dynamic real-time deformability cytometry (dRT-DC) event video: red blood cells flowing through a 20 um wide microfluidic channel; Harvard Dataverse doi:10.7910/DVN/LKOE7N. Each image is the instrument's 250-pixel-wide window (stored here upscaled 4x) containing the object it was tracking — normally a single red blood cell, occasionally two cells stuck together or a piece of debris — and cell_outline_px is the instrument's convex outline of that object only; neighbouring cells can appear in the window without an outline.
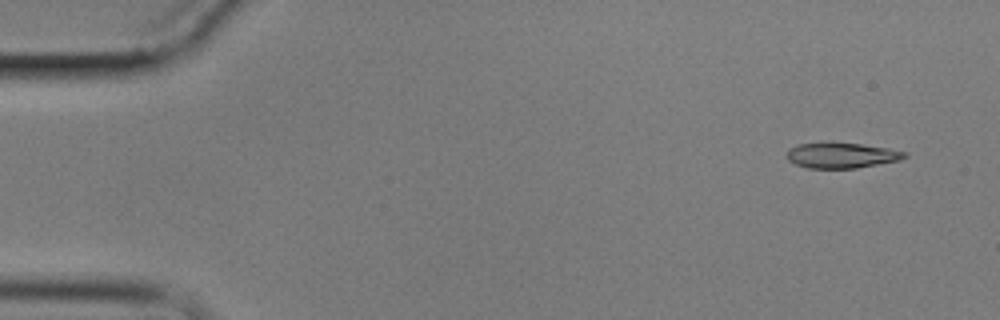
{"species": "common noctule bat (a hibernating species)", "species_latin": "Nyctalus noctula", "temperature_condition": "cold", "stored_images_in_passage": 7, "camera_frame_rate_fps": 3000, "um_per_image_px": 0.085, "animal": {"sex": "male", "body_mass_g": 17.9}, "frame": {"image": 1, "passage_image": 1, "time_ms": 0.0, "image_size_px": [1000, 320], "cell_outline_px": [[908, 156], [900, 160], [856, 168], [808, 168], [796, 164], [788, 160], [784, 156], [788, 148], [796, 144], [820, 140], [860, 144], [888, 148], [908, 152]], "centroid_in_image_um": [71.45, 13.17], "position_along_channel_um": 13.5, "area_um2": 18.15}}
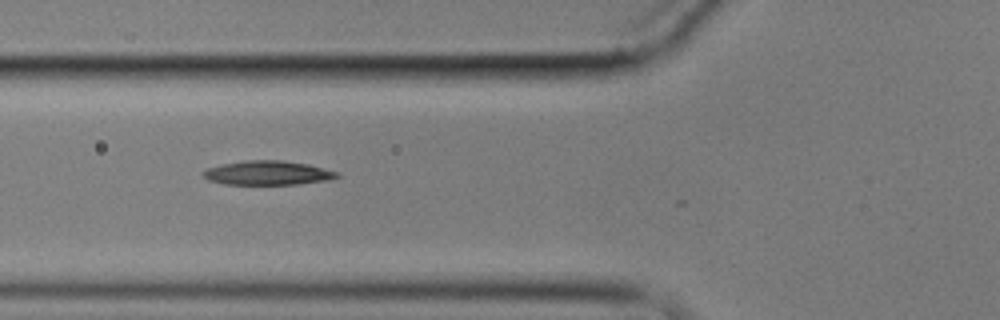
{"frame": {"image": 2, "passage_image": 6, "time_ms": 6.0, "image_size_px": [1000, 320], "cell_outline_px": [[340, 176], [324, 180], [300, 184], [224, 184], [208, 180], [200, 176], [200, 172], [208, 168], [220, 164], [244, 160], [284, 160], [308, 164], [340, 172]], "centroid_in_image_um": [22.7, 14.69], "position_along_channel_um": 103.1, "area_um2": 19.02}}
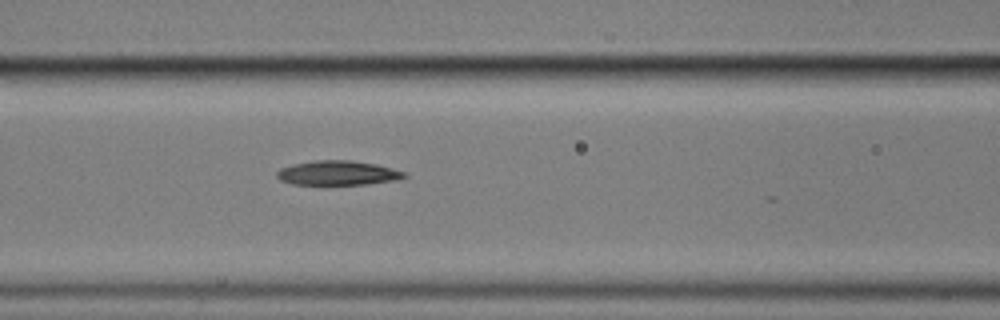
{"frame": {"image": 3, "passage_image": 7, "time_ms": 7.0, "image_size_px": [1000, 320], "cell_outline_px": [[408, 176], [396, 180], [368, 184], [292, 184], [280, 180], [276, 176], [276, 172], [280, 168], [292, 164], [316, 160], [352, 160], [376, 164], [392, 168], [404, 172]], "centroid_in_image_um": [28.7, 14.69], "position_along_channel_um": 137.9, "area_um2": 18.15}}